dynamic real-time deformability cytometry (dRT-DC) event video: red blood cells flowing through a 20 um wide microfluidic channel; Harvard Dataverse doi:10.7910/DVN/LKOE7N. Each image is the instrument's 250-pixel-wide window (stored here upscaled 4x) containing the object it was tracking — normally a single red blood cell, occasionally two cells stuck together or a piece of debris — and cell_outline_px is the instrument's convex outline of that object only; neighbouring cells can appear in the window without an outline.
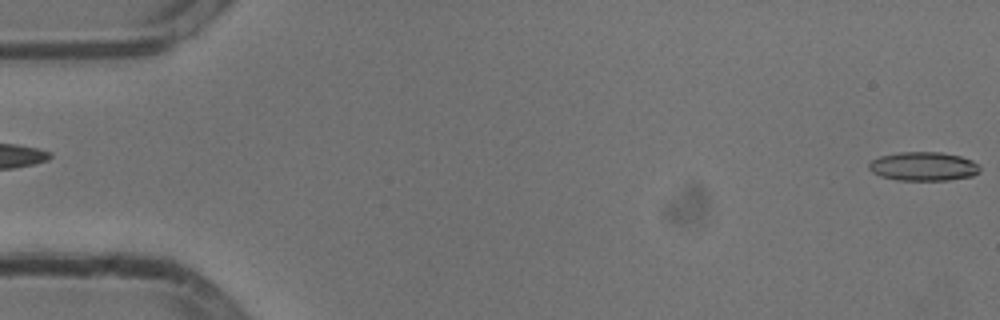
{"species": "common noctule bat (a hibernating species)", "species_latin": "Nyctalus noctula", "temperature_condition": "cold", "stored_images_in_passage": 55, "camera_frame_rate_fps": 3000, "um_per_image_px": 0.085, "animal": {"sex": "male", "body_mass_g": 13.3}, "frame": {"image": 1, "passage_image": 1, "time_ms": 0.0, "image_size_px": [1000, 320], "cell_outline_px": [[980, 172], [972, 176], [948, 180], [896, 180], [880, 176], [872, 172], [868, 168], [868, 164], [872, 160], [880, 156], [900, 152], [940, 152], [960, 156], [972, 160], [980, 164]], "centroid_in_image_um": [78.5, 14.14], "position_along_channel_um": 6.5, "area_um2": 18.79}}
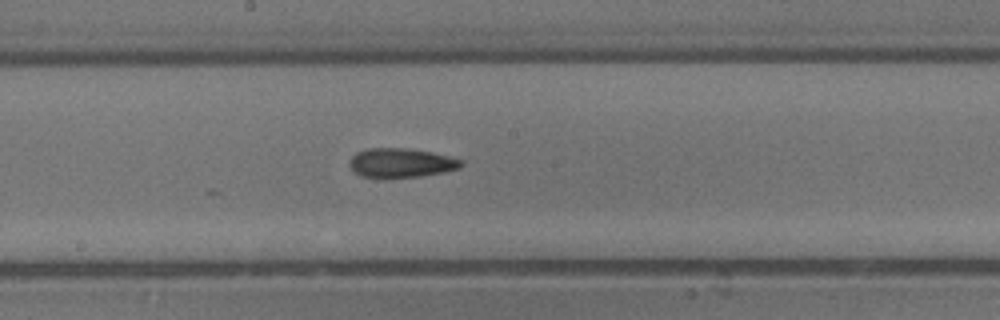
{"frame": {"image": 2, "passage_image": 29, "time_ms": 9.333, "image_size_px": [1000, 320], "cell_outline_px": [[464, 164], [460, 168], [444, 172], [420, 176], [360, 176], [352, 168], [352, 156], [356, 152], [368, 148], [408, 148], [432, 152], [464, 160]], "centroid_in_image_um": [34.17, 13.81], "position_along_channel_um": 214.0, "area_um2": 18.55}}
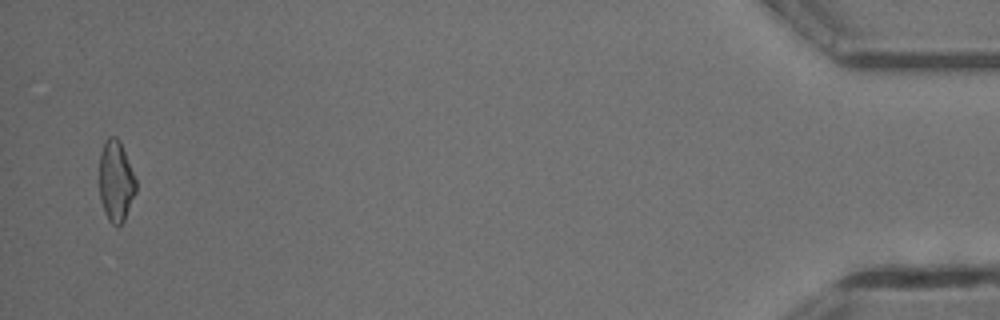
{"frame": {"image": 3, "passage_image": 53, "time_ms": 17.333, "image_size_px": [1000, 320], "cell_outline_px": [[136, 192], [124, 220], [120, 228], [116, 228], [108, 220], [104, 212], [100, 200], [100, 152], [104, 140], [108, 136], [116, 136], [120, 140], [136, 180]], "centroid_in_image_um": [9.85, 15.41], "position_along_channel_um": 425.4, "area_um2": 17.51}, "authors_computed_cell_mechanics": {"area_um2": 18.5538, "velocity_mm_per_s": 3.8058, "shape_relaxation_time_tau1_ms": null, "shape_relaxation_time_tau2_ms": 8.0211, "deformation_change_tau1": null, "deformation_change_tau2": 0.2083}}